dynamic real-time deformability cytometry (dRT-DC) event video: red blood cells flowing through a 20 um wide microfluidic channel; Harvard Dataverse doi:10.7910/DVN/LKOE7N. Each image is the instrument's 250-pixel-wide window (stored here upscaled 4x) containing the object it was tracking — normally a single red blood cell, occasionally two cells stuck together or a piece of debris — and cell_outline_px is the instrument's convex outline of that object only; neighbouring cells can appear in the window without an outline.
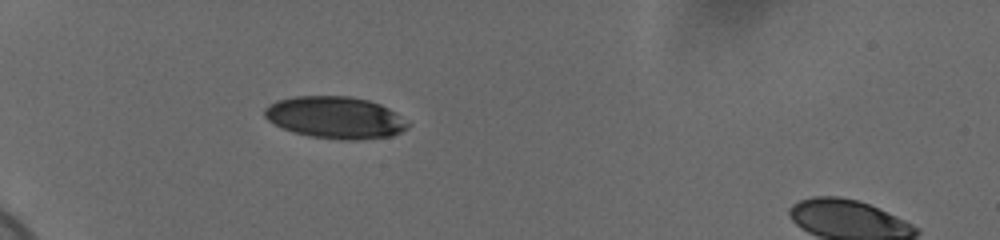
{"species": "human", "species_latin": "Homo sapiens", "temperature_condition": "cold", "stored_images_in_passage": 15, "camera_frame_rate_fps": 3000, "um_per_image_px": 0.085, "donor": {"sex": "female"}, "frame": {"image": 1, "passage_image": 8, "time_ms": 2.333, "image_size_px": [1000, 240], "cell_outline_px": [[412, 124], [408, 128], [392, 136], [360, 140], [340, 140], [308, 136], [292, 132], [268, 120], [264, 116], [264, 108], [268, 104], [276, 100], [296, 96], [348, 96], [368, 100], [380, 104], [396, 112]], "centroid_in_image_um": [28.52, 9.99], "position_along_channel_um": 56.5, "area_um2": 35.37}}
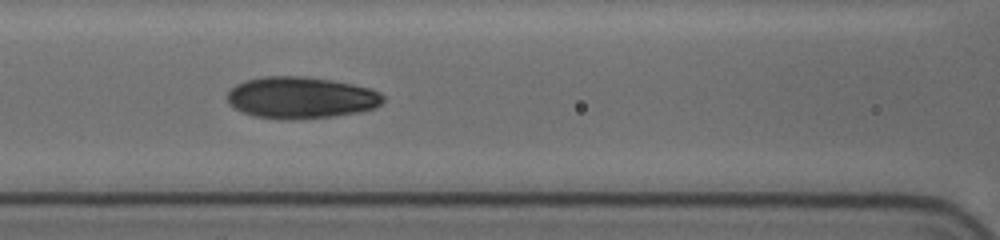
{"frame": {"image": 2, "passage_image": 13, "time_ms": 4.0, "image_size_px": [1000, 240], "cell_outline_px": [[384, 100], [376, 108], [360, 112], [332, 116], [292, 120], [280, 120], [252, 116], [240, 112], [228, 104], [228, 92], [236, 84], [244, 80], [264, 76], [304, 76], [332, 80], [372, 88], [380, 92], [384, 96]], "centroid_in_image_um": [25.57, 8.31], "position_along_channel_um": 141.0, "area_um2": 38.38}}
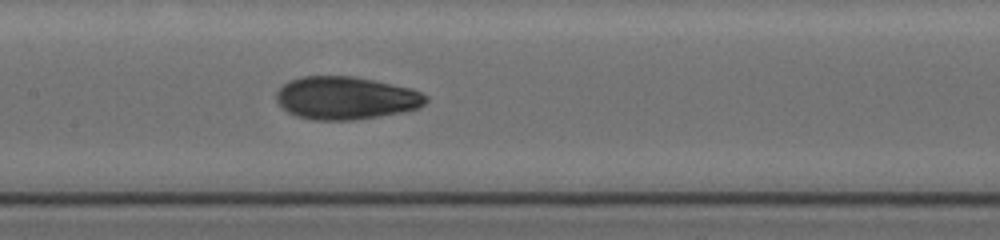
{"frame": {"image": 3, "passage_image": 15, "time_ms": 4.667, "image_size_px": [1000, 240], "cell_outline_px": [[428, 100], [420, 108], [404, 112], [380, 116], [352, 120], [312, 120], [296, 116], [288, 112], [276, 100], [276, 92], [284, 84], [300, 76], [352, 76], [412, 88], [428, 96]], "centroid_in_image_um": [29.42, 8.34], "position_along_channel_um": 178.0, "area_um2": 37.4}}